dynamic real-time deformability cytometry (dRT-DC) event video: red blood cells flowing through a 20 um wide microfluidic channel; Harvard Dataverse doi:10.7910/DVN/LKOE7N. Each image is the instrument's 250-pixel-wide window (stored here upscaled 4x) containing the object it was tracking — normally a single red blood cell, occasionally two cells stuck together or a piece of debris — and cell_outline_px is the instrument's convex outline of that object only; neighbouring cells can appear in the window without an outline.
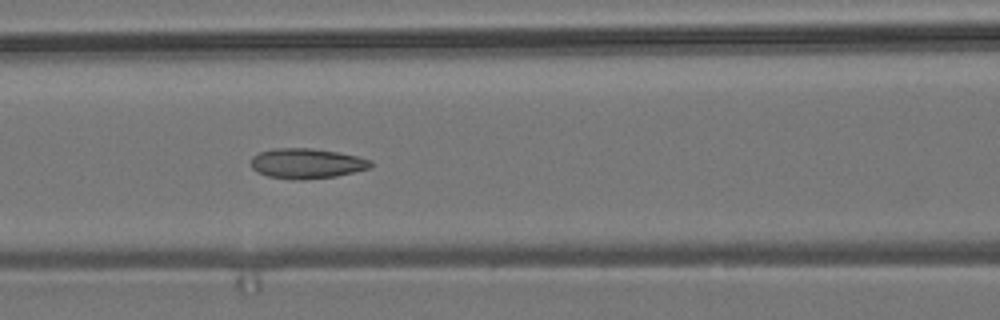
{"species": "common noctule bat (a hibernating species)", "species_latin": "Nyctalus noctula", "temperature_condition": "room temperature", "stored_images_in_passage": 6, "camera_frame_rate_fps": 3000, "um_per_image_px": 0.085, "animal": {"sex": "male", "body_mass_g": 19.2, "forearm_length_mm": 51.8}, "frame": {"image": 1, "passage_image": 6, "time_ms": 6.0, "image_size_px": [1000, 320], "cell_outline_px": [[372, 164], [368, 168], [336, 176], [300, 180], [292, 180], [268, 176], [256, 172], [252, 168], [252, 156], [260, 152], [272, 148], [312, 148], [336, 152], [356, 156], [372, 160]], "centroid_in_image_um": [26.03, 13.89], "position_along_channel_um": 140.6, "area_um2": 20.92}}